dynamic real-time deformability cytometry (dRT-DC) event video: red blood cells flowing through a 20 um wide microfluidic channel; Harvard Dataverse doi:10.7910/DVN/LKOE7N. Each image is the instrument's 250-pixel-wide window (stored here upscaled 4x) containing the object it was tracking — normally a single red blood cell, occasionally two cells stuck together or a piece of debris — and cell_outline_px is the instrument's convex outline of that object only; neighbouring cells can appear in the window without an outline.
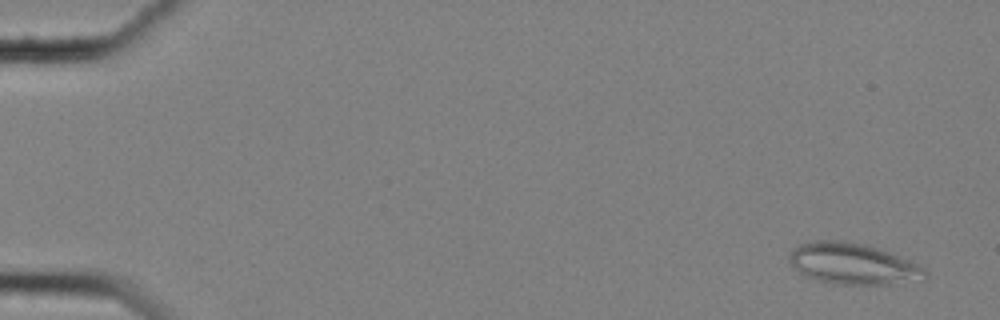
{"species": "common noctule bat (a hibernating species)", "species_latin": "Nyctalus noctula", "temperature_condition": "cold", "stored_images_in_passage": 58, "camera_frame_rate_fps": 3000, "um_per_image_px": 0.085, "animal": {"sex": "female", "body_mass_g": 25.1}, "frame": {"image": 1, "passage_image": 3, "time_ms": 0.667, "image_size_px": [1000, 320], "cell_outline_px": [[928, 276], [924, 280], [892, 284], [836, 284], [816, 280], [804, 276], [788, 260], [788, 256], [792, 248], [800, 244], [816, 240], [844, 240], [868, 244], [908, 260], [924, 268], [928, 272]], "centroid_in_image_um": [72.49, 22.42], "position_along_channel_um": 12.5, "area_um2": 32.83}}
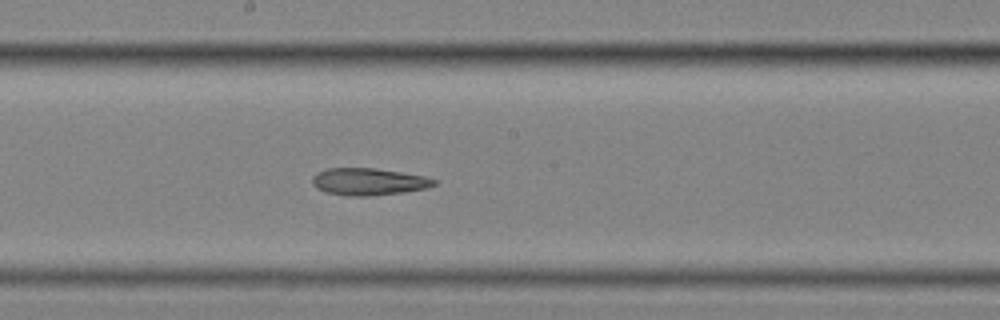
{"frame": {"image": 2, "passage_image": 33, "time_ms": 10.667, "image_size_px": [1000, 320], "cell_outline_px": [[436, 184], [428, 188], [404, 192], [368, 196], [348, 196], [328, 192], [316, 188], [312, 184], [312, 176], [316, 172], [328, 168], [372, 168], [400, 172], [424, 176], [436, 180]], "centroid_in_image_um": [31.31, 15.44], "position_along_channel_um": 216.9, "area_um2": 19.19}}
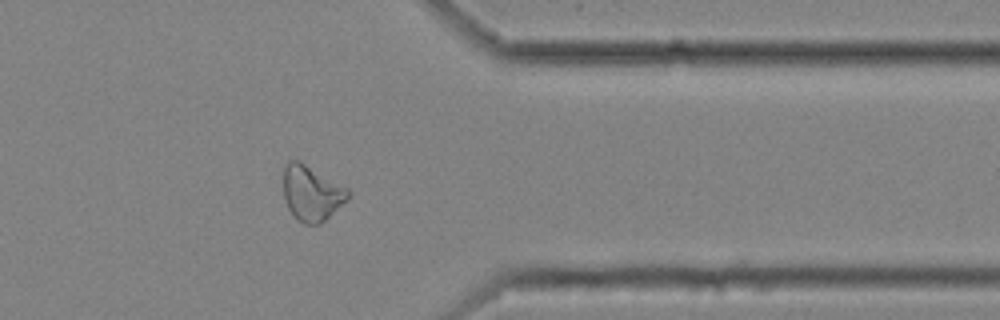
{"frame": {"image": 3, "passage_image": 48, "time_ms": 15.667, "image_size_px": [1000, 320], "cell_outline_px": [[352, 192], [320, 224], [304, 224], [296, 220], [288, 208], [284, 200], [284, 168], [288, 160], [300, 160], [348, 188]], "centroid_in_image_um": [26.45, 16.39], "position_along_channel_um": 385.0, "area_um2": 20.63}, "authors_computed_cell_mechanics": {"area_um2": 22.7732, "velocity_mm_per_s": 3.5022, "shape_relaxation_time_tau1_ms": null, "shape_relaxation_time_tau2_ms": 5.9554, "deformation_change_tau1": null, "deformation_change_tau2": 0.1294}}